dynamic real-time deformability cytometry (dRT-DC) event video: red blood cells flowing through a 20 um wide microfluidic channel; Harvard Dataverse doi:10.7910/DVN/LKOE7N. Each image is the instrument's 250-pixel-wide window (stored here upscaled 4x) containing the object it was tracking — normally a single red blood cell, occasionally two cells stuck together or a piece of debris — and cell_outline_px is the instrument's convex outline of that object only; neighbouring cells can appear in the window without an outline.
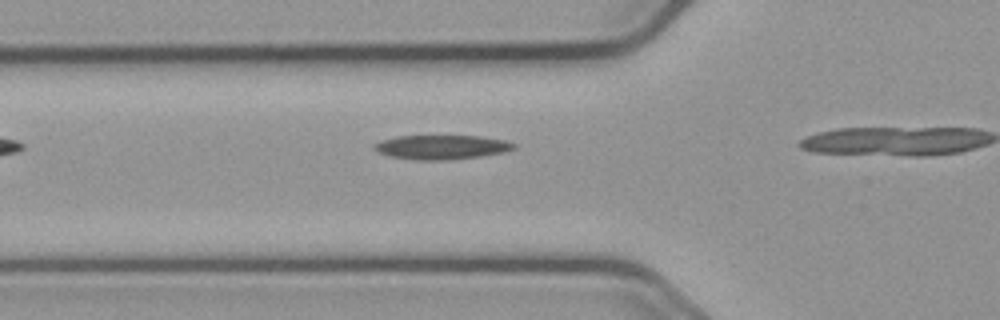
{"species": "common noctule bat (a hibernating species)", "species_latin": "Nyctalus noctula", "temperature_condition": "cold", "stored_images_in_passage": 8, "camera_frame_rate_fps": 3000, "um_per_image_px": 0.085, "animal": {"sex": "male", "body_mass_g": 23.1, "forearm_length_mm": 52.7}, "frame": {"image": 1, "passage_image": 4, "time_ms": 1.0, "image_size_px": [1000, 320], "cell_outline_px": [[516, 148], [504, 152], [480, 156], [448, 160], [416, 160], [388, 156], [372, 148], [372, 144], [380, 140], [396, 136], [480, 136], [504, 140], [516, 144]], "centroid_in_image_um": [37.5, 12.5], "position_along_channel_um": 88.3, "area_um2": 19.83}}
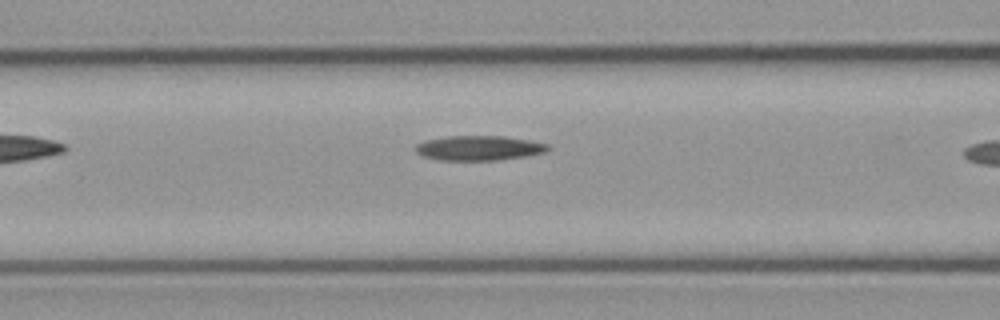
{"frame": {"image": 2, "passage_image": 7, "time_ms": 2.0, "image_size_px": [1000, 320], "cell_outline_px": [[552, 148], [544, 152], [524, 156], [496, 160], [440, 160], [420, 156], [416, 152], [416, 144], [424, 140], [448, 136], [504, 136], [528, 140], [548, 144]], "centroid_in_image_um": [40.67, 12.58], "position_along_channel_um": 125.9, "area_um2": 19.07}}